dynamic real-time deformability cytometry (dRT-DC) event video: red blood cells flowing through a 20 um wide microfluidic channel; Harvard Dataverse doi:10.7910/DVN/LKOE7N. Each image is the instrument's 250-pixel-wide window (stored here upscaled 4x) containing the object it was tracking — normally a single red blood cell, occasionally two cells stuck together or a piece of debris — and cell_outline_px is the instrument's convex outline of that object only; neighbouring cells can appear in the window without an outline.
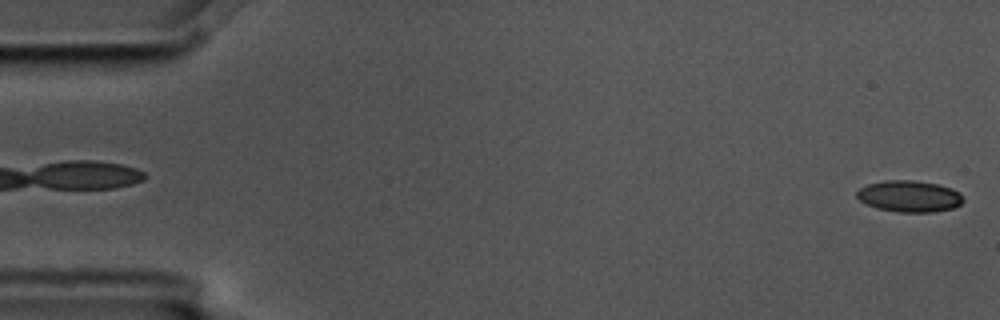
{"species": "common noctule bat (a hibernating species)", "species_latin": "Nyctalus noctula", "temperature_condition": "cold", "stored_images_in_passage": 5, "camera_frame_rate_fps": 3000, "um_per_image_px": 0.085, "animal": {"sex": "male", "body_mass_g": 17.5, "forearm_length_mm": 52.3}, "frame": {"image": 1, "passage_image": 5, "time_ms": 1.333, "image_size_px": [1000, 320], "cell_outline_px": [[964, 200], [960, 204], [952, 208], [932, 212], [896, 212], [876, 208], [860, 200], [856, 196], [856, 192], [860, 188], [868, 184], [884, 180], [912, 180], [936, 184], [952, 188], [960, 192]], "centroid_in_image_um": [77.29, 16.68], "position_along_channel_um": 7.7, "area_um2": 19.48}}